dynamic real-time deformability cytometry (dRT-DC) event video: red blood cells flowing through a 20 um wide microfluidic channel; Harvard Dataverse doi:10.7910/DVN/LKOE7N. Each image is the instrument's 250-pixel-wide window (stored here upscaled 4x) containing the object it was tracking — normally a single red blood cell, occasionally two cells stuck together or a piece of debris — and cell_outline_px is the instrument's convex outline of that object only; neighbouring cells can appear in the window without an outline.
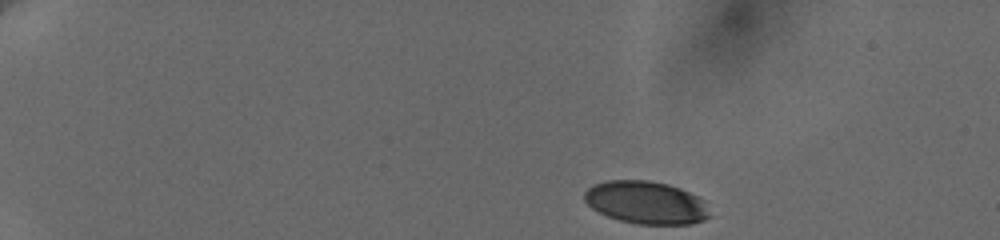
{"species": "human", "species_latin": "Homo sapiens", "temperature_condition": "cold", "stored_images_in_passage": 17, "camera_frame_rate_fps": 3000, "um_per_image_px": 0.085, "donor": {"sex": "female"}, "frame": {"image": 1, "passage_image": 1, "time_ms": 0.0, "image_size_px": [1000, 240], "cell_outline_px": [[712, 216], [704, 220], [692, 224], [636, 224], [620, 220], [608, 216], [592, 208], [584, 200], [584, 192], [588, 188], [604, 180], [648, 180], [668, 184], [680, 188], [704, 200]], "centroid_in_image_um": [54.94, 17.22], "position_along_channel_um": 30.1, "area_um2": 31.27}}